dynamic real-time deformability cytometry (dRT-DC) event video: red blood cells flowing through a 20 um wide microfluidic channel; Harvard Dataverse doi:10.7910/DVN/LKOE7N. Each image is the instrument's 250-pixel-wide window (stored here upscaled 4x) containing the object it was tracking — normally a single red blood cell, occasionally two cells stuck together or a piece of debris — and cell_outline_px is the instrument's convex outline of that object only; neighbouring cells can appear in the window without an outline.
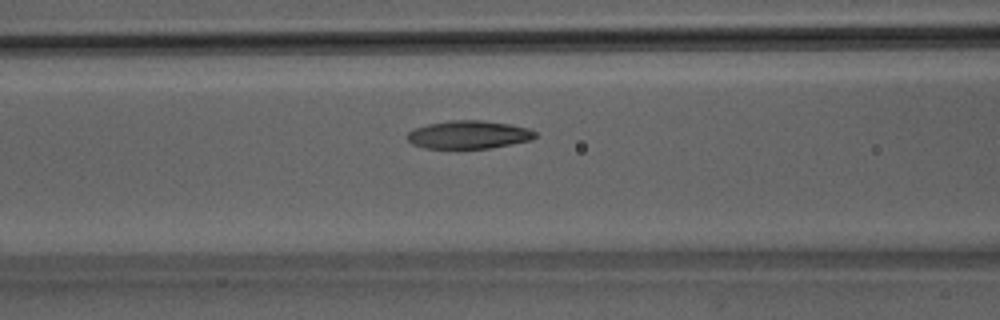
{"species": "Egyptian fruit bat (a non-hibernating species)", "species_latin": "Rousettus aegyptiacus", "temperature_condition": "room temperature", "stored_images_in_passage": 38, "camera_frame_rate_fps": 3000, "um_per_image_px": 0.085, "animal": {"sex": "male"}, "frame": {"image": 1, "passage_image": 8, "time_ms": 2.333, "image_size_px": [1000, 320], "cell_outline_px": [[536, 136], [532, 140], [492, 148], [424, 148], [412, 144], [408, 140], [408, 132], [416, 128], [428, 124], [452, 120], [480, 120], [508, 124], [528, 128], [536, 132]], "centroid_in_image_um": [39.86, 11.45], "position_along_channel_um": 126.7, "area_um2": 20.81}}
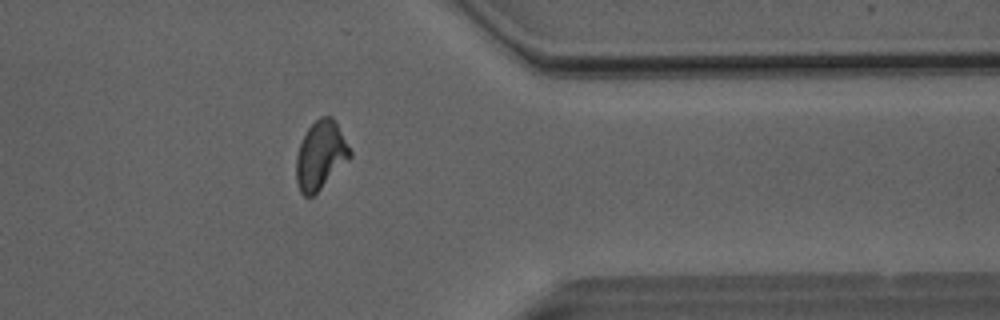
{"frame": {"image": 2, "passage_image": 28, "time_ms": 9.0, "image_size_px": [1000, 320], "cell_outline_px": [[352, 156], [312, 196], [304, 196], [300, 192], [296, 180], [296, 156], [300, 144], [308, 128], [320, 116], [332, 116], [352, 152]], "centroid_in_image_um": [27.23, 13.19], "position_along_channel_um": 384.2, "area_um2": 20.98}}
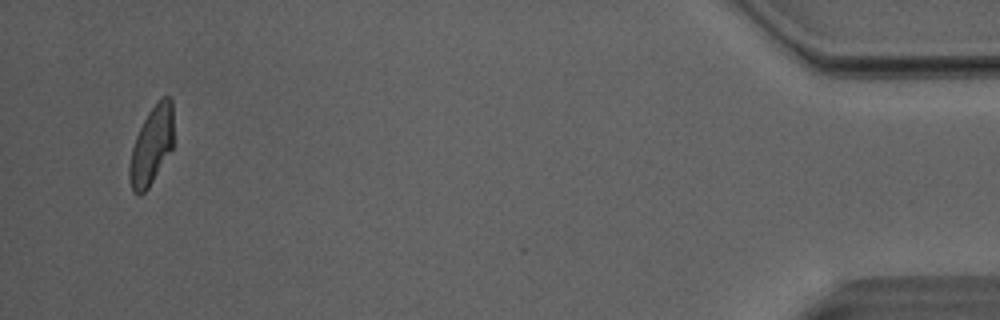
{"frame": {"image": 3, "passage_image": 36, "time_ms": 11.667, "image_size_px": [1000, 320], "cell_outline_px": [[172, 148], [148, 188], [140, 196], [136, 196], [132, 192], [128, 176], [128, 164], [132, 148], [136, 136], [148, 112], [164, 96], [168, 96], [172, 100]], "centroid_in_image_um": [12.84, 12.44], "position_along_channel_um": 422.4, "area_um2": 19.83}, "authors_computed_cell_mechanics": {"area_um2": 20.8658, "velocity_mm_per_s": 4.0403, "shape_relaxation_time_tau1_ms": 4.6564, "shape_relaxation_time_tau2_ms": 2.0826, "deformation_change_tau1": 0.1705, "deformation_change_tau2": 0.0833}}